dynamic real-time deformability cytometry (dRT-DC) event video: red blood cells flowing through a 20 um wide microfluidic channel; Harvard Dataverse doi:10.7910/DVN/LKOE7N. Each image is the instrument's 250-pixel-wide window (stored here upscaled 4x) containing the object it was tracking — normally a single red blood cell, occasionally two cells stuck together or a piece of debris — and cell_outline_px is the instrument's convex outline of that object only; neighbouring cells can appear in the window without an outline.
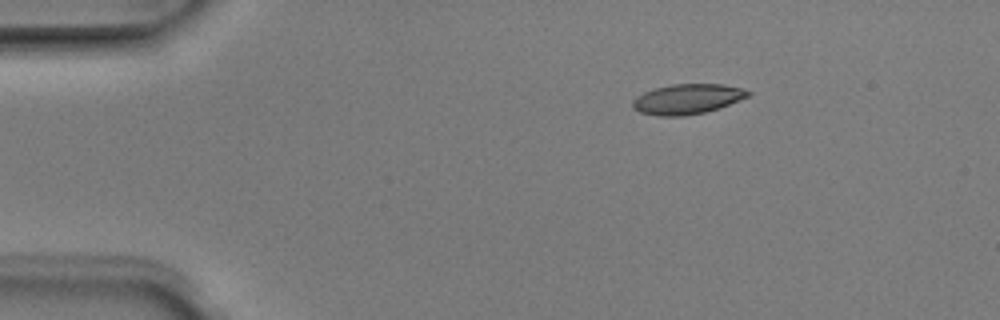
{"species": "Egyptian fruit bat (a non-hibernating species)", "species_latin": "Rousettus aegyptiacus", "temperature_condition": "room temperature", "stored_images_in_passage": 4, "segment_of_instrument_passage": [1, 2], "camera_frame_rate_fps": 3000, "um_per_image_px": 0.085, "animal": {"sex": "male"}, "frame": {"image": 1, "passage_image": 1, "time_ms": 0.0, "image_size_px": [1000, 320], "cell_outline_px": [[752, 92], [748, 96], [720, 108], [704, 112], [684, 116], [656, 116], [640, 112], [632, 108], [632, 100], [636, 96], [644, 92], [656, 88], [672, 84], [724, 84], [740, 88]], "centroid_in_image_um": [58.39, 8.42], "position_along_channel_um": 26.6, "area_um2": 20.23}}
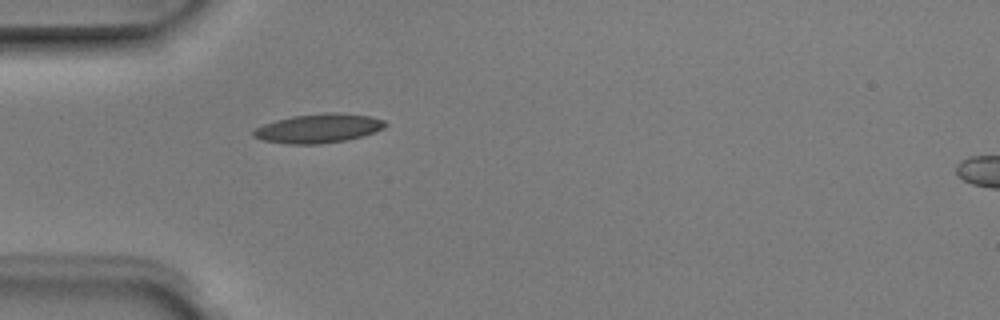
{"frame": {"image": 2, "passage_image": 3, "time_ms": 0.667, "image_size_px": [1000, 320], "cell_outline_px": [[388, 124], [384, 128], [364, 136], [344, 140], [320, 144], [288, 144], [264, 140], [252, 136], [252, 132], [256, 128], [264, 124], [276, 120], [292, 116], [328, 112], [368, 116], [384, 120]], "centroid_in_image_um": [27.07, 10.91], "position_along_channel_um": 57.9, "area_um2": 22.14}}